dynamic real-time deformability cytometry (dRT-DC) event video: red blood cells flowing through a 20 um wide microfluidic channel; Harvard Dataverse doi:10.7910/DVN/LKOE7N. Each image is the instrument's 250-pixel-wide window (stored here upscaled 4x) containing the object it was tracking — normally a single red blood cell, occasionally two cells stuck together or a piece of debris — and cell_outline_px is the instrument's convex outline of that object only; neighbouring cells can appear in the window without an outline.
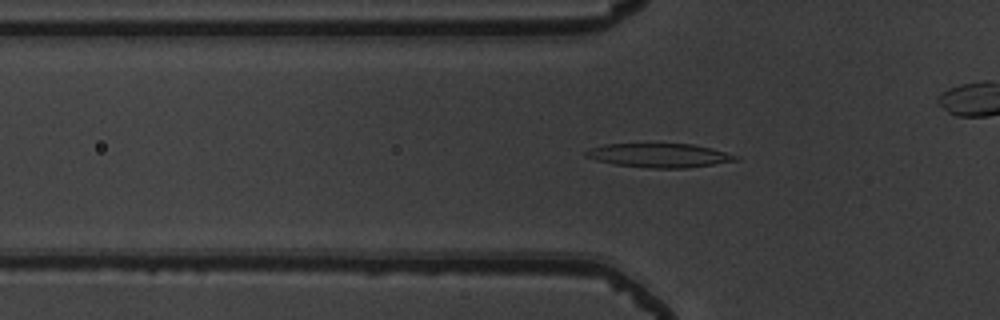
{"species": "common noctule bat (a hibernating species)", "species_latin": "Nyctalus noctula", "temperature_condition": "warm", "stored_images_in_passage": 43, "camera_frame_rate_fps": 3000, "um_per_image_px": 0.085, "animal": {"sex": "male", "body_mass_g": 19.5, "forearm_length_mm": 54.6}, "frame": {"image": 1, "passage_image": 17, "time_ms": 5.333, "image_size_px": [1000, 320], "cell_outline_px": [[740, 160], [688, 168], [652, 168], [616, 164], [596, 160], [584, 156], [584, 152], [592, 148], [604, 144], [692, 144], [712, 148], [740, 156]], "centroid_in_image_um": [56.09, 13.21], "position_along_channel_um": 69.7, "area_um2": 20.87}}
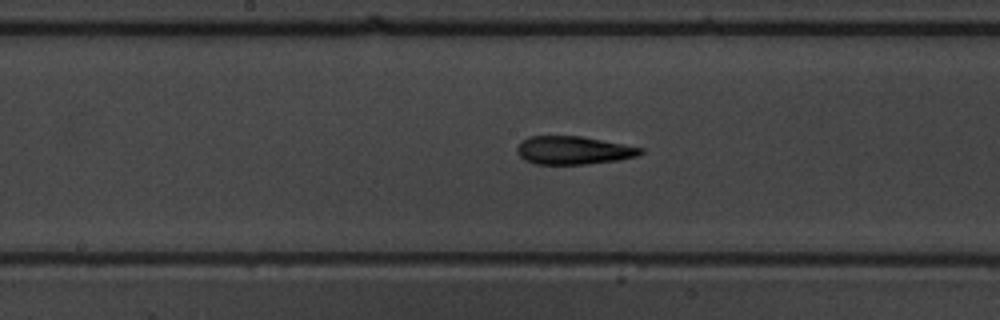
{"frame": {"image": 2, "passage_image": 27, "time_ms": 8.667, "image_size_px": [1000, 320], "cell_outline_px": [[644, 152], [636, 156], [616, 160], [584, 164], [536, 164], [524, 160], [516, 152], [516, 148], [528, 136], [580, 136], [644, 148]], "centroid_in_image_um": [48.72, 12.77], "position_along_channel_um": 199.5, "area_um2": 20.06}}
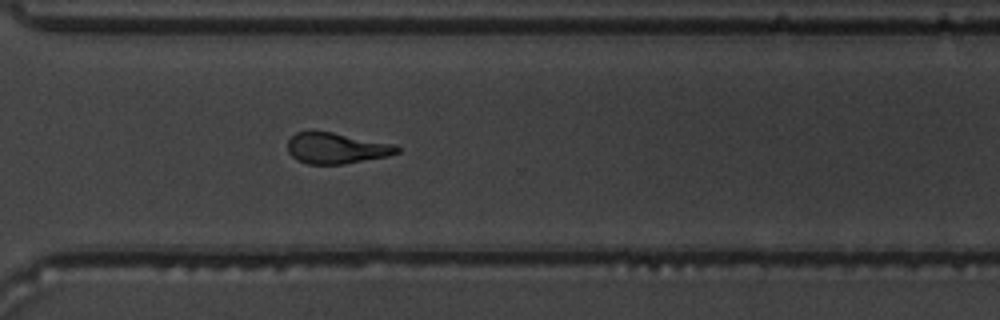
{"frame": {"image": 3, "passage_image": 38, "time_ms": 12.333, "image_size_px": [1000, 320], "cell_outline_px": [[400, 152], [388, 156], [344, 164], [308, 164], [296, 160], [288, 152], [288, 140], [296, 132], [332, 132], [396, 144], [400, 148]], "centroid_in_image_um": [28.62, 12.6], "position_along_channel_um": 342.0, "area_um2": 19.71}}